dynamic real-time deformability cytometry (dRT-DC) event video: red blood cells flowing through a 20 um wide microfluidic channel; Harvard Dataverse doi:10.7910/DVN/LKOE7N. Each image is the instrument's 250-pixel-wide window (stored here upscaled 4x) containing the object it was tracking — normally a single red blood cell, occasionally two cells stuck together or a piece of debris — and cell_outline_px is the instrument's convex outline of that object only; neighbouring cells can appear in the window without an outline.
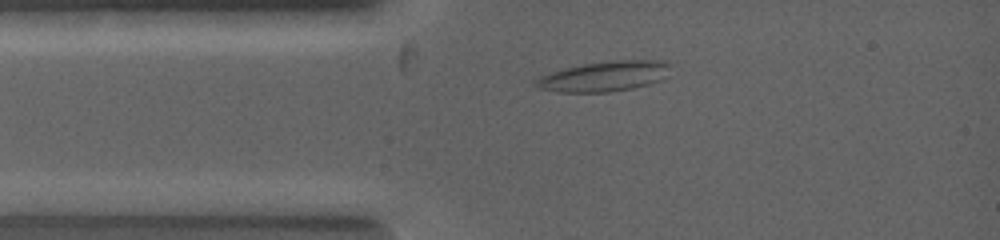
{"species": "common noctule bat (a hibernating species)", "species_latin": "Nyctalus noctula", "temperature_condition": "warm", "stored_images_in_passage": 4, "camera_frame_rate_fps": 5000, "um_per_image_px": 0.085, "animal": {"sex": "female", "body_mass_g": 19.0, "forearm_length_mm": 53.3}, "frame": {"image": 1, "passage_image": 2, "time_ms": 1.2, "image_size_px": [1000, 240], "cell_outline_px": [[668, 76], [664, 80], [648, 84], [628, 88], [604, 92], [560, 92], [540, 88], [536, 84], [536, 80], [544, 76], [568, 68], [584, 64], [620, 60], [660, 60], [668, 64]], "centroid_in_image_um": [51.46, 6.49], "position_along_channel_um": 33.5, "area_um2": 22.83}}